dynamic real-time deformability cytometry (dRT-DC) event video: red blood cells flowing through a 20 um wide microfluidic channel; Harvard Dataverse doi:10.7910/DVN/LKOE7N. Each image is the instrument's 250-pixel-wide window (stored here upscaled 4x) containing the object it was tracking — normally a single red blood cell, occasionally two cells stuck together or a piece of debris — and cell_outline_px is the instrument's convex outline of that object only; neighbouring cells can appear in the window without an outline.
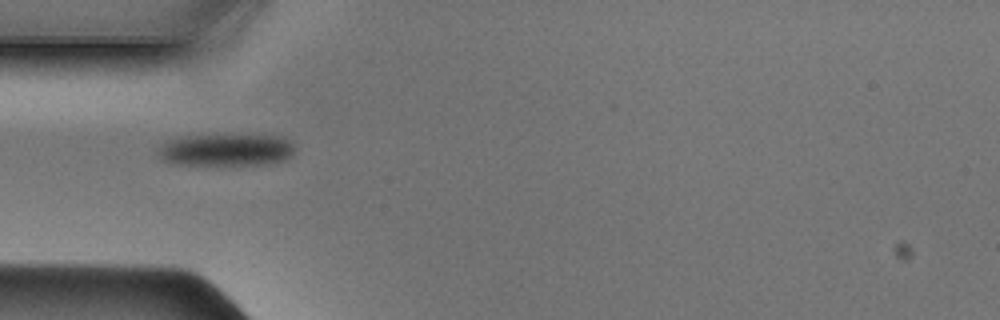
{"species": "Egyptian fruit bat (a non-hibernating species)", "species_latin": "Rousettus aegyptiacus", "temperature_condition": "cold", "stored_images_in_passage": 29, "camera_frame_rate_fps": 3000, "um_per_image_px": 0.085, "animal": {"sex": "male"}, "frame": {"image": 1, "passage_image": 1, "time_ms": 0.0, "image_size_px": [1000, 320], "cell_outline_px": [[292, 156], [284, 160], [268, 164], [176, 164], [160, 160], [156, 152], [160, 144], [176, 136], [276, 136], [288, 140], [292, 144]], "centroid_in_image_um": [19.11, 12.75], "position_along_channel_um": 65.9, "area_um2": 25.32}}
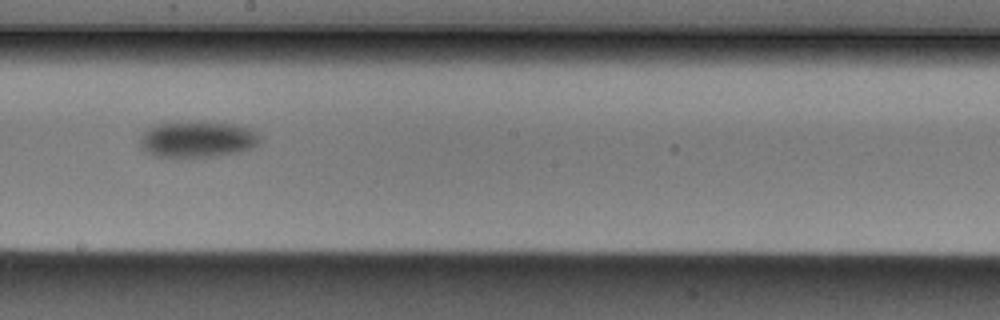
{"frame": {"image": 2, "passage_image": 13, "time_ms": 4.0, "image_size_px": [1000, 320], "cell_outline_px": [[260, 144], [252, 148], [240, 152], [216, 156], [188, 160], [152, 156], [140, 148], [140, 140], [144, 132], [160, 124], [200, 120], [232, 124], [248, 128], [260, 136]], "centroid_in_image_um": [16.78, 11.89], "position_along_channel_um": 231.4, "area_um2": 26.18}}
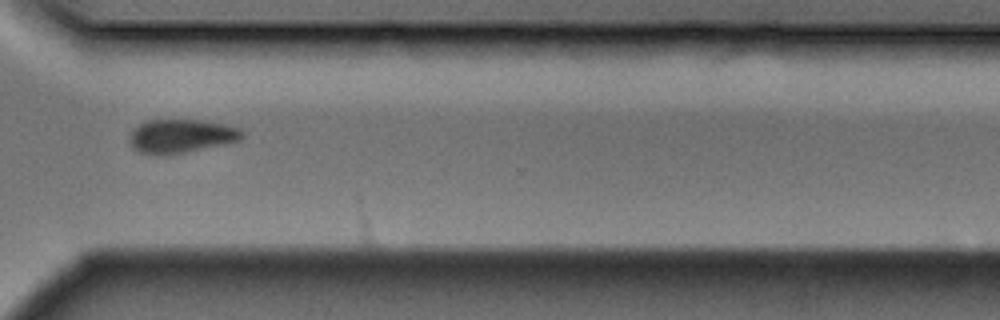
{"frame": {"image": 3, "passage_image": 22, "time_ms": 7.0, "image_size_px": [1000, 320], "cell_outline_px": [[244, 136], [240, 140], [224, 144], [168, 156], [156, 156], [140, 152], [132, 148], [132, 132], [140, 124], [148, 120], [200, 120], [224, 124], [240, 128], [244, 132]], "centroid_in_image_um": [15.44, 11.59], "position_along_channel_um": 355.2, "area_um2": 22.08}}